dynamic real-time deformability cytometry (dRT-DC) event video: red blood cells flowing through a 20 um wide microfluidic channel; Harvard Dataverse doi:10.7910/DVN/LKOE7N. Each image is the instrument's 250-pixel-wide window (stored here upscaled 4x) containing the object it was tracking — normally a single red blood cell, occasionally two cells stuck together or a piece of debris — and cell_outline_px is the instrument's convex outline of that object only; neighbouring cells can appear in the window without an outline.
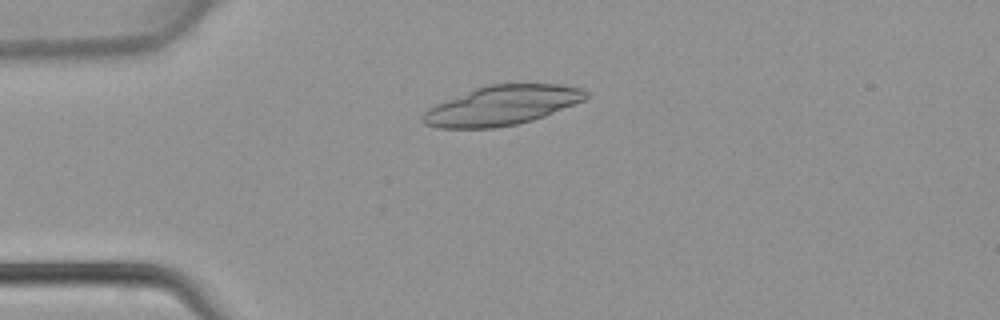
{"species": "common noctule bat (a hibernating species)", "species_latin": "Nyctalus noctula", "temperature_condition": "warm", "stored_images_in_passage": 44, "camera_frame_rate_fps": 3000, "um_per_image_px": 0.085, "animal": {"sex": "female", "body_mass_g": 22.7, "forearm_length_mm": 54.2}, "frame": {"image": 1, "passage_image": 11, "time_ms": 3.333, "image_size_px": [1000, 320], "cell_outline_px": [[588, 96], [584, 100], [544, 116], [532, 120], [516, 124], [496, 128], [436, 128], [424, 124], [420, 120], [424, 112], [428, 108], [436, 104], [476, 88], [488, 84], [560, 84], [580, 88], [588, 92]], "centroid_in_image_um": [42.64, 8.97], "position_along_channel_um": 42.4, "area_um2": 37.34}}
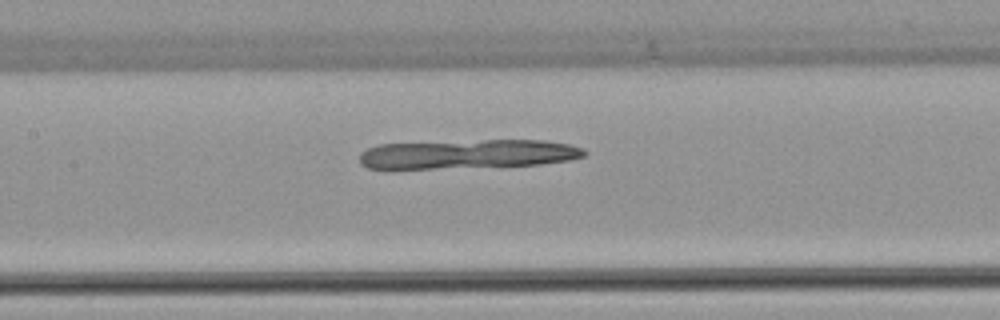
{"frame": {"image": 2, "passage_image": 21, "time_ms": 6.667, "image_size_px": [1000, 320], "cell_outline_px": [[588, 152], [584, 156], [572, 160], [540, 164], [432, 168], [368, 168], [360, 164], [360, 152], [368, 148], [380, 144], [484, 140], [544, 140], [568, 144], [584, 148]], "centroid_in_image_um": [39.81, 13.08], "position_along_channel_um": 167.6, "area_um2": 37.86}}